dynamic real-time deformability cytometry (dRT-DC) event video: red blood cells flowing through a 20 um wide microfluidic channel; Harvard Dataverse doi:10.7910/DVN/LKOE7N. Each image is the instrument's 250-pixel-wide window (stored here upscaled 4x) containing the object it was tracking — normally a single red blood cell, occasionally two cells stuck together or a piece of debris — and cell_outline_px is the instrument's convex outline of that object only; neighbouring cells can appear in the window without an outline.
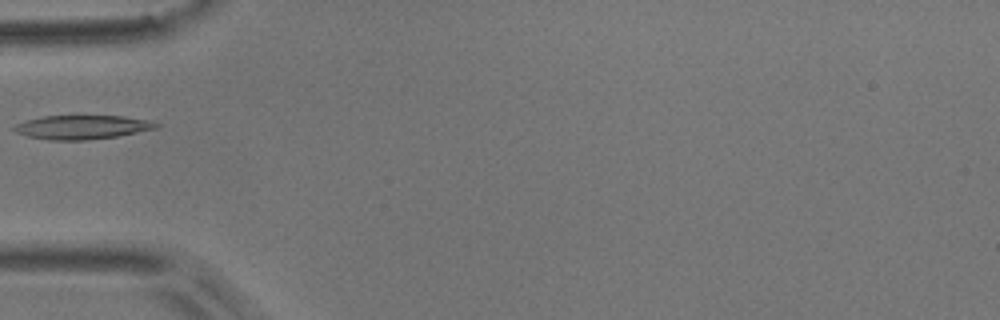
{"species": "common noctule bat (a hibernating species)", "species_latin": "Nyctalus noctula", "temperature_condition": "room temperature", "stored_images_in_passage": 6, "camera_frame_rate_fps": 3000, "um_per_image_px": 0.085, "animal": {"sex": "male", "body_mass_g": 17.9}, "frame": {"image": 1, "passage_image": 5, "time_ms": 1.333, "image_size_px": [1000, 320], "cell_outline_px": [[160, 124], [156, 128], [116, 136], [88, 140], [48, 140], [28, 136], [16, 132], [12, 128], [16, 124], [24, 120], [44, 116], [124, 116], [152, 120]], "centroid_in_image_um": [6.97, 10.8], "position_along_channel_um": 78.0, "area_um2": 19.77}}
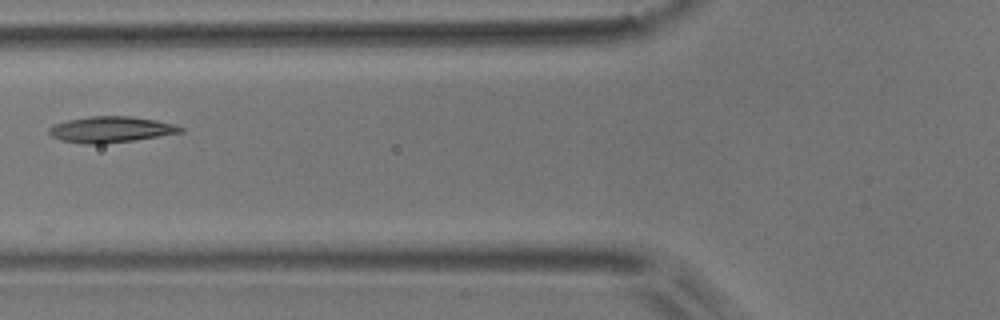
{"frame": {"image": 2, "passage_image": 6, "time_ms": 1.667, "image_size_px": [1000, 320], "cell_outline_px": [[184, 132], [132, 140], [100, 144], [80, 144], [60, 140], [52, 136], [48, 132], [48, 128], [56, 124], [68, 120], [88, 116], [128, 116], [156, 120], [176, 124], [184, 128]], "centroid_in_image_um": [9.42, 11.0], "position_along_channel_um": 116.4, "area_um2": 19.88}}